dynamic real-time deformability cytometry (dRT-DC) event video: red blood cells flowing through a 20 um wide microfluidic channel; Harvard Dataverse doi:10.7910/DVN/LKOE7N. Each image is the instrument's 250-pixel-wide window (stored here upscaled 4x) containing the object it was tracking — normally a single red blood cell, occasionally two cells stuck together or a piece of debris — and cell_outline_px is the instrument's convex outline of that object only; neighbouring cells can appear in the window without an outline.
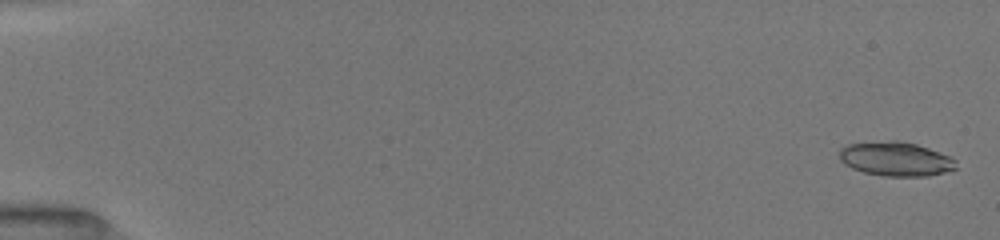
{"species": "common noctule bat (a hibernating species)", "species_latin": "Nyctalus noctula", "temperature_condition": "room temperature", "stored_images_in_passage": 52, "camera_frame_rate_fps": 3000, "um_per_image_px": 0.085, "animal": {"sex": "female", "body_mass_g": 19.5, "forearm_length_mm": 54.1}, "frame": {"image": 1, "passage_image": 2, "time_ms": 0.333, "image_size_px": [1000, 240], "cell_outline_px": [[956, 168], [944, 172], [928, 176], [884, 176], [864, 172], [852, 168], [844, 164], [840, 160], [840, 148], [848, 144], [892, 140], [896, 140], [916, 144], [928, 148], [948, 156], [956, 160]], "centroid_in_image_um": [76.11, 13.51], "position_along_channel_um": 8.9, "area_um2": 23.06}}
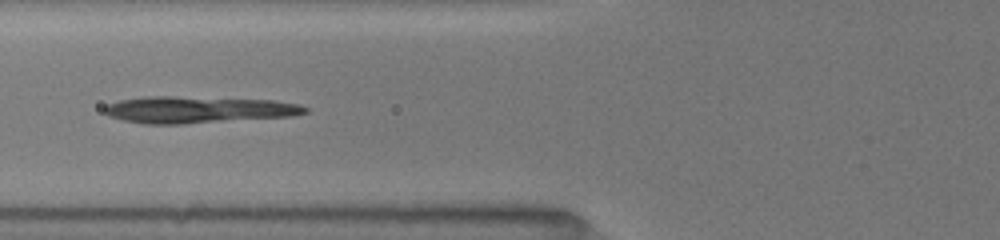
{"frame": {"image": 2, "passage_image": 22, "time_ms": 7.0, "image_size_px": [1000, 240], "cell_outline_px": [[308, 112], [292, 116], [184, 124], [144, 124], [124, 120], [108, 116], [104, 112], [104, 108], [108, 104], [120, 100], [144, 96], [172, 96], [276, 100], [300, 104], [308, 108]], "centroid_in_image_um": [16.85, 9.32], "position_along_channel_um": 108.9, "area_um2": 31.44}}
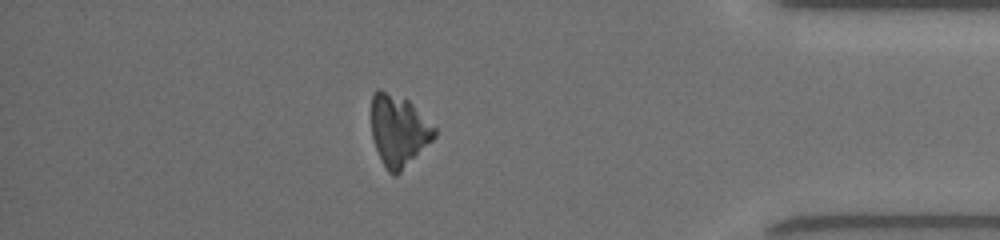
{"frame": {"image": 3, "passage_image": 46, "time_ms": 15.0, "image_size_px": [1000, 240], "cell_outline_px": [[436, 136], [396, 176], [392, 176], [388, 172], [376, 148], [372, 136], [372, 92], [376, 88], [380, 88], [408, 100], [436, 128]], "centroid_in_image_um": [33.87, 11.07], "position_along_channel_um": 401.3, "area_um2": 25.95}}